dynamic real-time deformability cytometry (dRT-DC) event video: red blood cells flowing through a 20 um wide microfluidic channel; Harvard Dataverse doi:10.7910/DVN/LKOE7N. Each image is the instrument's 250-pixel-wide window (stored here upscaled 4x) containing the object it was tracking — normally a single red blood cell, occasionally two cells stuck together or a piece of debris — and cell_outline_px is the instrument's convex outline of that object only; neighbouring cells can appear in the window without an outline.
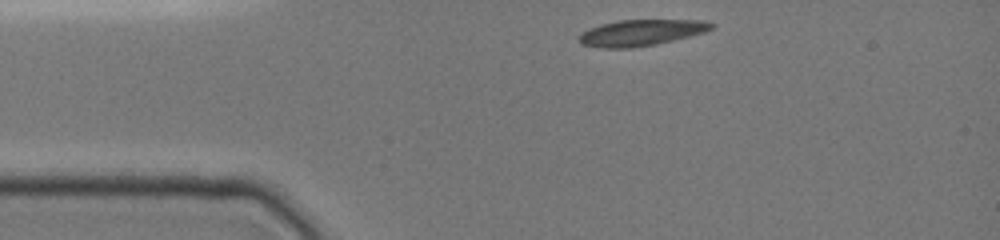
{"species": "common noctule bat (a hibernating species)", "species_latin": "Nyctalus noctula", "temperature_condition": "cold", "stored_images_in_passage": 27, "camera_frame_rate_fps": 3000, "um_per_image_px": 0.085, "animal": {"sex": "female", "body_mass_g": 19.0, "forearm_length_mm": 51.5}, "frame": {"image": 1, "passage_image": 1, "time_ms": 0.0, "image_size_px": [1000, 240], "cell_outline_px": [[716, 24], [712, 28], [704, 32], [656, 44], [632, 48], [600, 48], [580, 44], [580, 36], [588, 28], [600, 24], [620, 20], [704, 20]], "centroid_in_image_um": [54.48, 2.77], "position_along_channel_um": 30.5, "area_um2": 20.06}}
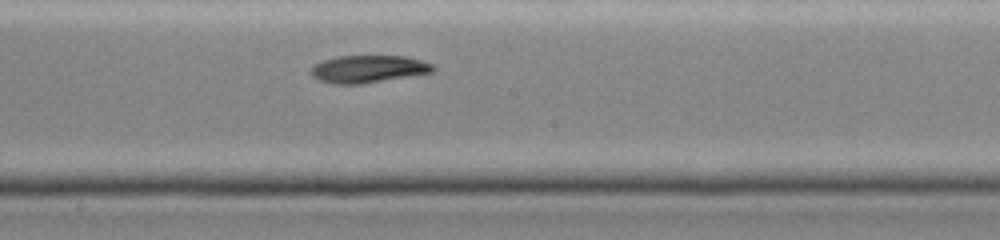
{"frame": {"image": 2, "passage_image": 15, "time_ms": 5.667, "image_size_px": [1000, 240], "cell_outline_px": [[436, 68], [432, 72], [364, 84], [332, 84], [320, 80], [312, 76], [312, 68], [316, 64], [324, 60], [336, 56], [404, 56], [420, 60], [432, 64]], "centroid_in_image_um": [31.31, 5.87], "position_along_channel_um": 216.9, "area_um2": 19.36}}
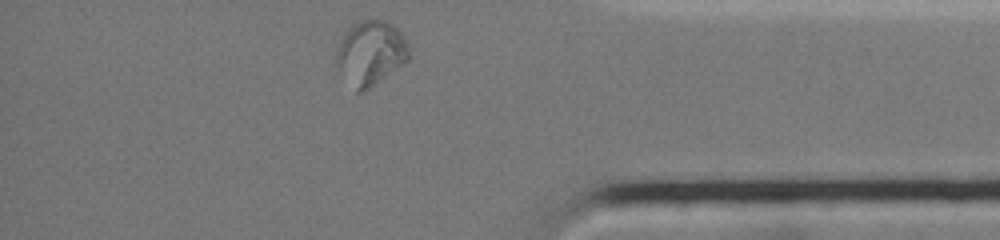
{"frame": {"image": 3, "passage_image": 27, "time_ms": 10.667, "image_size_px": [1000, 240], "cell_outline_px": [[408, 60], [364, 92], [356, 92], [340, 68], [336, 60], [336, 52], [340, 40], [344, 32], [352, 24], [360, 20], [384, 20], [392, 24], [404, 36], [408, 44]], "centroid_in_image_um": [31.51, 4.47], "position_along_channel_um": 403.7, "area_um2": 26.82}, "authors_computed_cell_mechanics": {"area_um2": 19.9988, "velocity_mm_per_s": 3.9417, "shape_relaxation_time_tau1_ms": null, "shape_relaxation_time_tau2_ms": 6.2377, "deformation_change_tau1": null, "deformation_change_tau2": 0.0633}}